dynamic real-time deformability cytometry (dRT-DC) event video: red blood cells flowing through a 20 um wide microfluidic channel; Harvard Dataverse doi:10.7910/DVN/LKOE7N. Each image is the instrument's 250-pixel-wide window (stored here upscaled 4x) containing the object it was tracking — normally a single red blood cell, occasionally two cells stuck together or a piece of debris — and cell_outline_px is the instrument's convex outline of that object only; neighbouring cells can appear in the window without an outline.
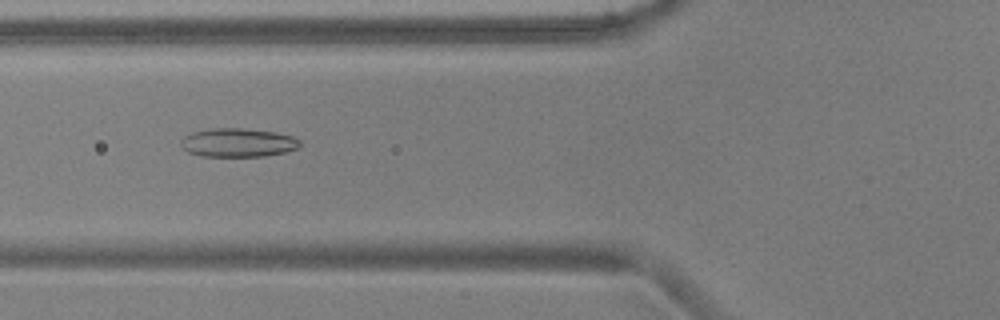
{"species": "common noctule bat (a hibernating species)", "species_latin": "Nyctalus noctula", "temperature_condition": "warm", "stored_images_in_passage": 46, "camera_frame_rate_fps": 3000, "um_per_image_px": 0.085, "animal": {"sex": "male", "body_mass_g": 17.9, "forearm_length_mm": 54.2}, "frame": {"image": 1, "passage_image": 13, "time_ms": 4.0, "image_size_px": [1000, 320], "cell_outline_px": [[300, 144], [296, 148], [284, 152], [264, 156], [200, 156], [188, 152], [180, 144], [180, 140], [184, 136], [192, 132], [212, 128], [240, 128], [272, 132], [292, 136], [300, 140]], "centroid_in_image_um": [20.17, 12.12], "position_along_channel_um": 105.6, "area_um2": 19.71}}
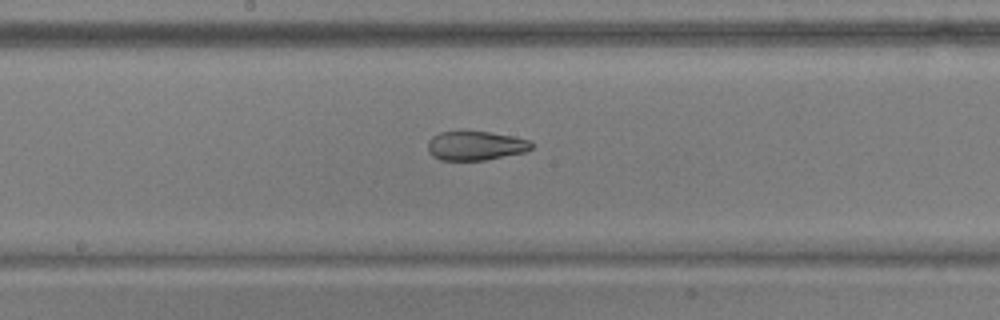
{"frame": {"image": 2, "passage_image": 21, "time_ms": 6.667, "image_size_px": [1000, 320], "cell_outline_px": [[532, 148], [524, 152], [484, 160], [440, 160], [432, 156], [428, 152], [428, 140], [432, 136], [440, 132], [460, 128], [488, 132], [512, 136], [528, 140], [532, 144]], "centroid_in_image_um": [40.34, 12.34], "position_along_channel_um": 207.9, "area_um2": 18.09}}
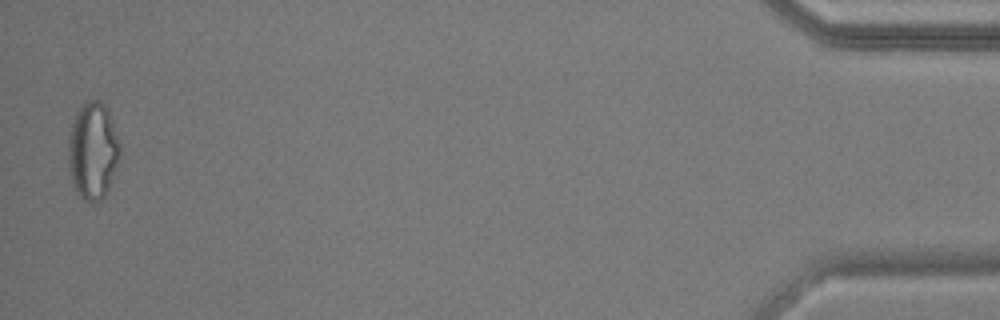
{"frame": {"image": 3, "passage_image": 45, "time_ms": 14.667, "image_size_px": [1000, 320], "cell_outline_px": [[120, 152], [108, 188], [104, 196], [100, 200], [92, 204], [88, 204], [80, 196], [72, 184], [68, 160], [68, 136], [72, 120], [80, 104], [88, 100], [96, 100], [104, 104], [108, 108], [120, 144]], "centroid_in_image_um": [7.86, 12.79], "position_along_channel_um": 427.3, "area_um2": 29.36}, "authors_computed_cell_mechanics": {"area_um2": 21.7039, "velocity_mm_per_s": 3.8203, "shape_relaxation_time_tau1_ms": null, "shape_relaxation_time_tau2_ms": 2.2189, "deformation_change_tau1": null, "deformation_change_tau2": 0.0898}}